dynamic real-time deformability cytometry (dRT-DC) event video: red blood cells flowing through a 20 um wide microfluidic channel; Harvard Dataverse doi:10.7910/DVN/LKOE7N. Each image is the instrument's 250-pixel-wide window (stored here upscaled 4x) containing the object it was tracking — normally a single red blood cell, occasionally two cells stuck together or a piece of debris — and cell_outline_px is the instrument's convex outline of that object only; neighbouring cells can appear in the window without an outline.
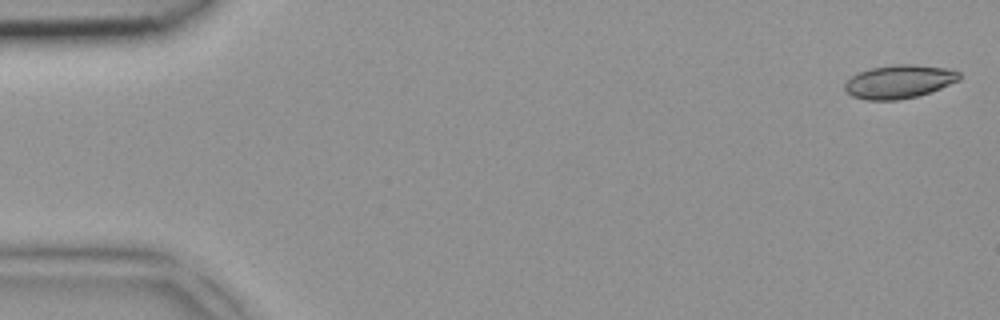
{"species": "common noctule bat (a hibernating species)", "species_latin": "Nyctalus noctula", "temperature_condition": "room temperature", "stored_images_in_passage": 4, "camera_frame_rate_fps": 3000, "um_per_image_px": 0.085, "animal": {"sex": "female", "body_mass_g": 18.4}, "frame": {"image": 1, "passage_image": 1, "time_ms": 0.0, "image_size_px": [1000, 320], "cell_outline_px": [[960, 80], [940, 88], [916, 96], [896, 100], [868, 100], [852, 96], [844, 92], [844, 84], [852, 76], [860, 72], [872, 68], [896, 64], [916, 64], [948, 68], [960, 72]], "centroid_in_image_um": [76.42, 6.93], "position_along_channel_um": 8.6, "area_um2": 22.25}}
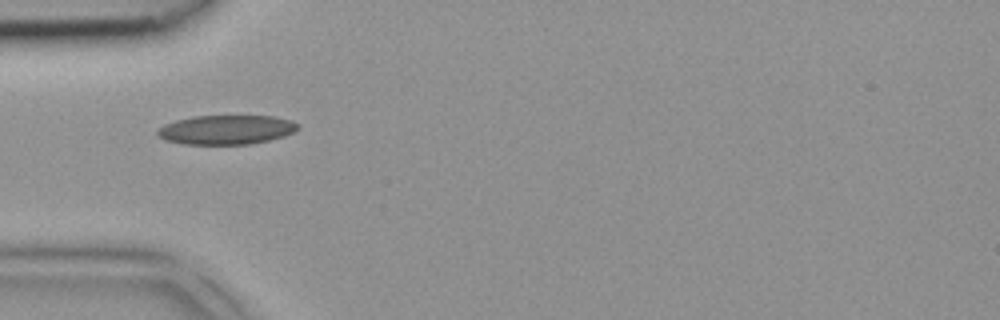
{"frame": {"image": 2, "passage_image": 4, "time_ms": 1.0, "image_size_px": [1000, 320], "cell_outline_px": [[300, 128], [284, 136], [268, 140], [248, 144], [184, 144], [164, 140], [156, 132], [164, 124], [176, 120], [192, 116], [276, 116], [292, 120]], "centroid_in_image_um": [19.23, 11.02], "position_along_channel_um": 65.8, "area_um2": 23.87}}